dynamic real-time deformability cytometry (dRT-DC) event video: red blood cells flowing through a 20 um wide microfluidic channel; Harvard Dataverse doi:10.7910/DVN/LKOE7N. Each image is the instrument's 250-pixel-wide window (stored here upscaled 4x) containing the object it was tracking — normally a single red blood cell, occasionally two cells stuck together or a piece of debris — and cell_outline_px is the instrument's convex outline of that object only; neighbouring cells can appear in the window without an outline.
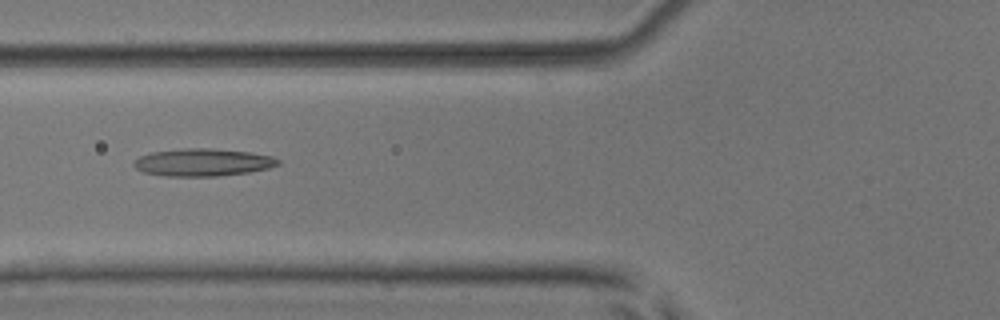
{"species": "common noctule bat (a hibernating species)", "species_latin": "Nyctalus noctula", "temperature_condition": "room temperature", "stored_images_in_passage": 7, "camera_frame_rate_fps": 3000, "um_per_image_px": 0.085, "animal": {"sex": "male", "body_mass_g": 17.9, "forearm_length_mm": 54.2}, "frame": {"image": 1, "passage_image": 4, "time_ms": 3.667, "image_size_px": [1000, 320], "cell_outline_px": [[280, 164], [268, 168], [248, 172], [216, 176], [164, 176], [144, 172], [136, 168], [132, 164], [140, 156], [152, 152], [188, 148], [208, 148], [248, 152], [272, 156], [280, 160]], "centroid_in_image_um": [17.24, 13.8], "position_along_channel_um": 108.6, "area_um2": 22.89}}
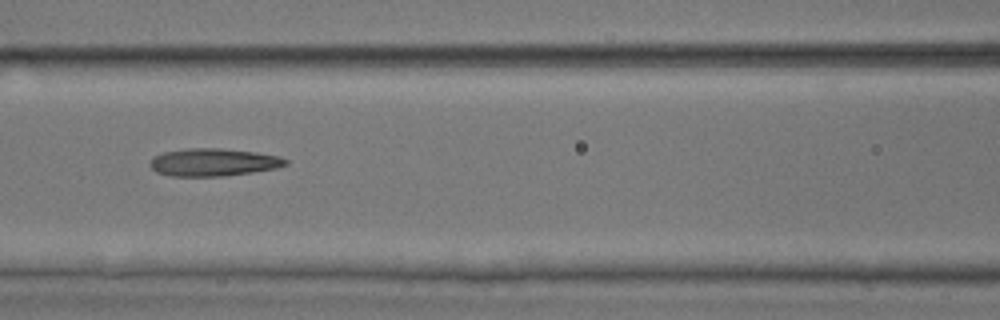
{"frame": {"image": 2, "passage_image": 5, "time_ms": 4.667, "image_size_px": [1000, 320], "cell_outline_px": [[288, 164], [276, 168], [252, 172], [224, 176], [168, 176], [156, 172], [148, 164], [152, 156], [164, 152], [188, 148], [220, 148], [256, 152], [280, 156], [288, 160]], "centroid_in_image_um": [18.11, 13.79], "position_along_channel_um": 148.5, "area_um2": 22.02}}
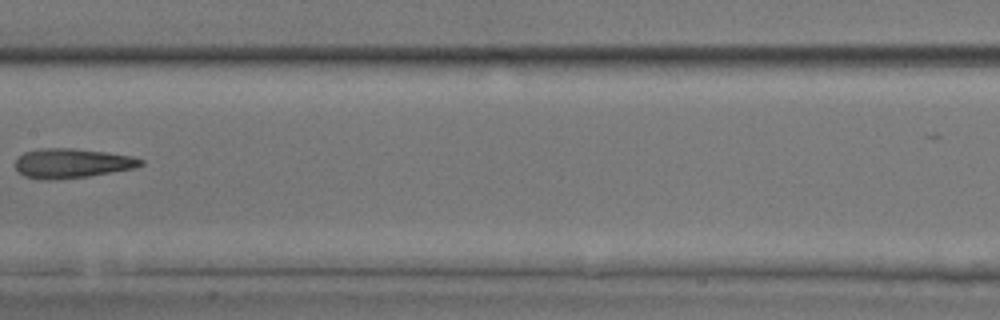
{"frame": {"image": 3, "passage_image": 6, "time_ms": 6.0, "image_size_px": [1000, 320], "cell_outline_px": [[144, 164], [132, 168], [88, 176], [52, 180], [44, 180], [24, 176], [16, 172], [16, 160], [24, 152], [40, 148], [72, 148], [104, 152], [132, 156], [144, 160]], "centroid_in_image_um": [6.07, 13.88], "position_along_channel_um": 201.3, "area_um2": 21.44}}